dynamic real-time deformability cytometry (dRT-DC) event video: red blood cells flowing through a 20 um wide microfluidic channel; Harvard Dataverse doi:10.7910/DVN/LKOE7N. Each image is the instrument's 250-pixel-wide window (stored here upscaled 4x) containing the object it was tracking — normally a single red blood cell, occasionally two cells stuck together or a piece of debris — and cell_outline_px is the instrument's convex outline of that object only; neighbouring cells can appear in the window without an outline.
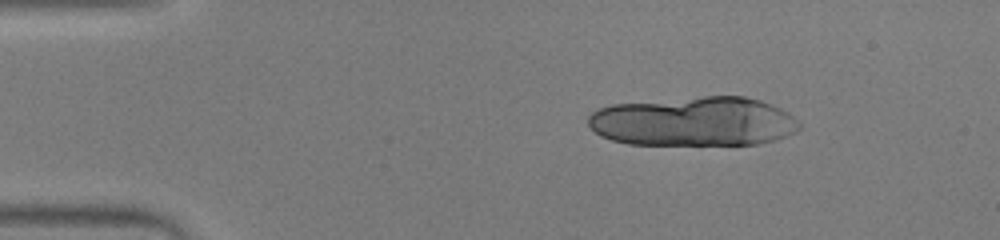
{"species": "human", "species_latin": "Homo sapiens", "temperature_condition": "warm", "stored_images_in_passage": 15, "camera_frame_rate_fps": 3000, "um_per_image_px": 0.085, "donor": {"sex": "male"}, "frame": {"image": 1, "passage_image": 7, "time_ms": 2.0, "image_size_px": [1000, 240], "cell_outline_px": [[800, 128], [796, 132], [776, 140], [760, 144], [628, 144], [612, 140], [600, 136], [588, 124], [588, 116], [592, 112], [600, 108], [612, 104], [704, 96], [744, 96], [760, 100], [772, 104], [788, 112], [800, 124]], "centroid_in_image_um": [58.99, 10.32], "position_along_channel_um": 26.0, "area_um2": 60.86}}